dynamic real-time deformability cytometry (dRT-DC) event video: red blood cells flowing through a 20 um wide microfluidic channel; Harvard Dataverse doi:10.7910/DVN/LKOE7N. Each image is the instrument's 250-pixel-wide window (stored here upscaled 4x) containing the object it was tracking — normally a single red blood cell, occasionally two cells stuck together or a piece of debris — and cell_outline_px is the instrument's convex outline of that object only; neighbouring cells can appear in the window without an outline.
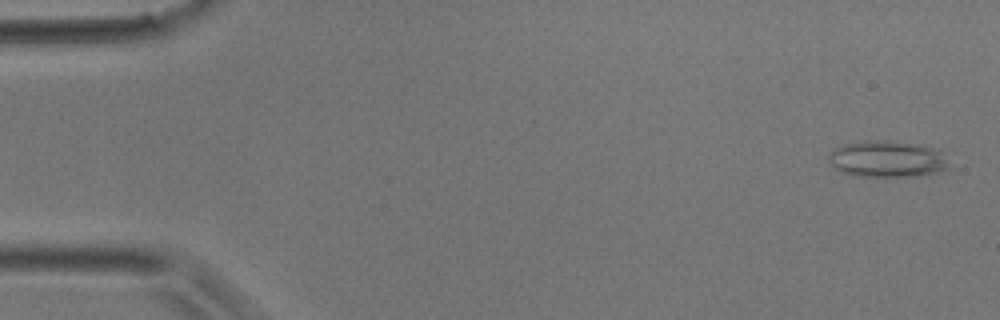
{"species": "common noctule bat (a hibernating species)", "species_latin": "Nyctalus noctula", "temperature_condition": "room temperature", "stored_images_in_passage": 5, "camera_frame_rate_fps": 3000, "um_per_image_px": 0.085, "animal": {"sex": "male", "body_mass_g": 17.9}, "frame": {"image": 1, "passage_image": 1, "time_ms": 0.0, "image_size_px": [1000, 320], "cell_outline_px": [[952, 168], [936, 172], [908, 176], [856, 176], [844, 172], [836, 168], [828, 160], [828, 156], [836, 148], [844, 144], [876, 140], [908, 144], [928, 148], [936, 152]], "centroid_in_image_um": [75.32, 13.55], "position_along_channel_um": 9.7, "area_um2": 24.22}}